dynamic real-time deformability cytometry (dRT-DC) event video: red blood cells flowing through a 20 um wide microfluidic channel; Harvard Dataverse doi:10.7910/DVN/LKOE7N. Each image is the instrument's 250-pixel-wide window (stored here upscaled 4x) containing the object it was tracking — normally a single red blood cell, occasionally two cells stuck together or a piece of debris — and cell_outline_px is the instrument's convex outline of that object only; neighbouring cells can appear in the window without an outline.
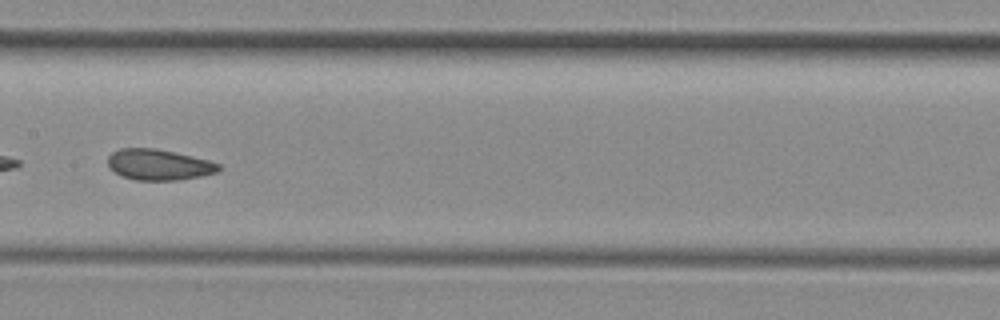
{"species": "common noctule bat (a hibernating species)", "species_latin": "Nyctalus noctula", "temperature_condition": "room temperature", "stored_images_in_passage": 33, "camera_frame_rate_fps": 3000, "um_per_image_px": 0.085, "animal": {"sex": "female", "body_mass_g": 29.2, "forearm_length_mm": 56.3}, "frame": {"image": 1, "passage_image": 10, "time_ms": 3.0, "image_size_px": [1000, 320], "cell_outline_px": [[220, 168], [216, 172], [200, 176], [180, 180], [136, 180], [124, 176], [108, 168], [108, 156], [112, 152], [120, 148], [156, 148], [192, 156], [208, 160], [220, 164]], "centroid_in_image_um": [13.48, 13.99], "position_along_channel_um": 193.9, "area_um2": 19.83}}
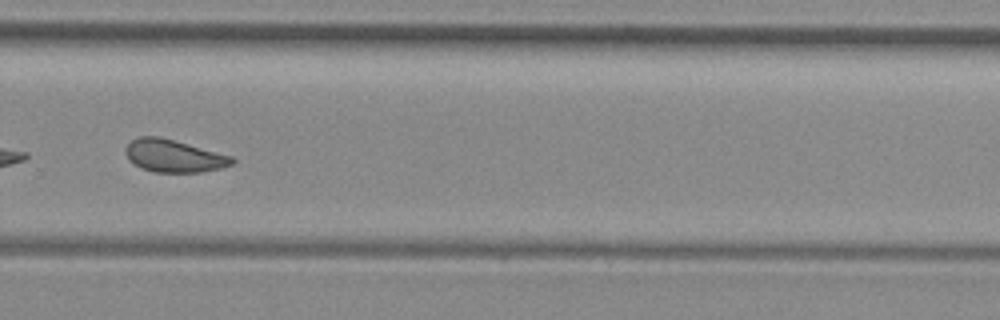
{"frame": {"image": 2, "passage_image": 19, "time_ms": 6.0, "image_size_px": [1000, 320], "cell_outline_px": [[236, 160], [232, 164], [220, 168], [200, 172], [152, 172], [140, 168], [128, 160], [124, 152], [124, 148], [132, 140], [140, 136], [160, 136], [232, 156]], "centroid_in_image_um": [14.73, 13.25], "position_along_channel_um": 315.1, "area_um2": 20.29}}